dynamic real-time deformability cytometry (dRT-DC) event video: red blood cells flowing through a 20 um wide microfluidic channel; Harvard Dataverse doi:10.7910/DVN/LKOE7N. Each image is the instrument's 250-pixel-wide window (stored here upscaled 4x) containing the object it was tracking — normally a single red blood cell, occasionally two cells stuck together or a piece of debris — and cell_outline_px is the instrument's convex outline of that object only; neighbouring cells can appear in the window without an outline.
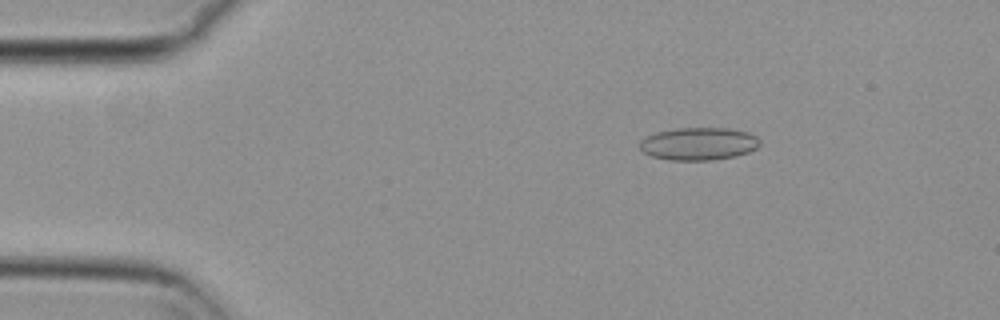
{"species": "common noctule bat (a hibernating species)", "species_latin": "Nyctalus noctula", "temperature_condition": "cold", "stored_images_in_passage": 40, "camera_frame_rate_fps": 3000, "um_per_image_px": 0.085, "animal": {"sex": "female", "body_mass_g": 29.2, "forearm_length_mm": 56.3}, "frame": {"image": 1, "passage_image": 9, "time_ms": 2.667, "image_size_px": [1000, 320], "cell_outline_px": [[760, 144], [756, 148], [748, 152], [736, 156], [712, 160], [668, 160], [652, 156], [644, 152], [640, 148], [640, 140], [656, 132], [676, 128], [728, 128], [748, 132], [756, 136], [760, 140]], "centroid_in_image_um": [59.4, 12.22], "position_along_channel_um": 25.6, "area_um2": 22.89}}
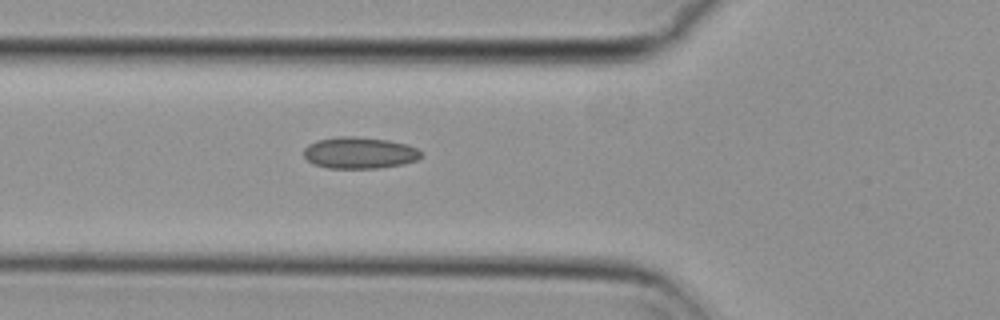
{"frame": {"image": 2, "passage_image": 20, "time_ms": 6.333, "image_size_px": [1000, 320], "cell_outline_px": [[424, 156], [416, 160], [404, 164], [380, 168], [328, 168], [312, 164], [304, 156], [304, 148], [308, 144], [316, 140], [340, 136], [356, 136], [388, 140], [408, 144], [416, 148]], "centroid_in_image_um": [30.56, 12.99], "position_along_channel_um": 95.2, "area_um2": 21.79}}
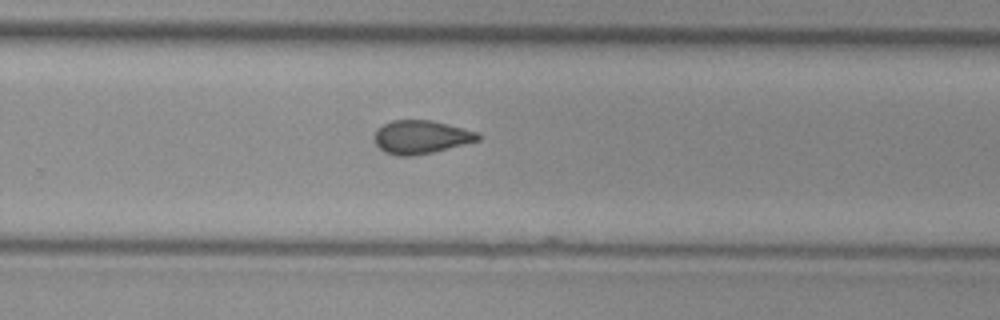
{"frame": {"image": 3, "passage_image": 36, "time_ms": 11.667, "image_size_px": [1000, 320], "cell_outline_px": [[480, 140], [432, 152], [412, 156], [396, 156], [384, 152], [376, 144], [376, 128], [392, 120], [432, 120], [480, 132]], "centroid_in_image_um": [35.8, 11.64], "position_along_channel_um": 294.0, "area_um2": 20.11}}